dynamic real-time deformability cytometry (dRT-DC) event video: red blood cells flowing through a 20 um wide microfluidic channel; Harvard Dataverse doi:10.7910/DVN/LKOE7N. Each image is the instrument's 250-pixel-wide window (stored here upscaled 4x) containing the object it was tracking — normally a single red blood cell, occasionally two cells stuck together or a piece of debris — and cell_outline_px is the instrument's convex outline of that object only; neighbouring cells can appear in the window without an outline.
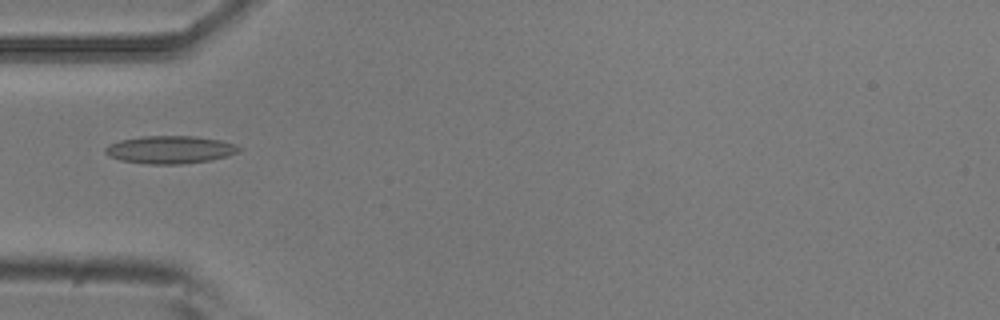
{"species": "common noctule bat (a hibernating species)", "species_latin": "Nyctalus noctula", "temperature_condition": "room temperature", "stored_images_in_passage": 8, "camera_frame_rate_fps": 3000, "um_per_image_px": 0.085, "animal": {"sex": "male", "body_mass_g": 20.5, "forearm_length_mm": 52.5}, "frame": {"image": 1, "passage_image": 4, "time_ms": 1.0, "image_size_px": [1000, 320], "cell_outline_px": [[244, 148], [228, 156], [212, 160], [184, 164], [148, 164], [120, 160], [108, 156], [104, 152], [104, 148], [108, 144], [120, 140], [140, 136], [192, 136], [220, 140], [236, 144]], "centroid_in_image_um": [14.45, 12.72], "position_along_channel_um": 70.6, "area_um2": 21.85}}
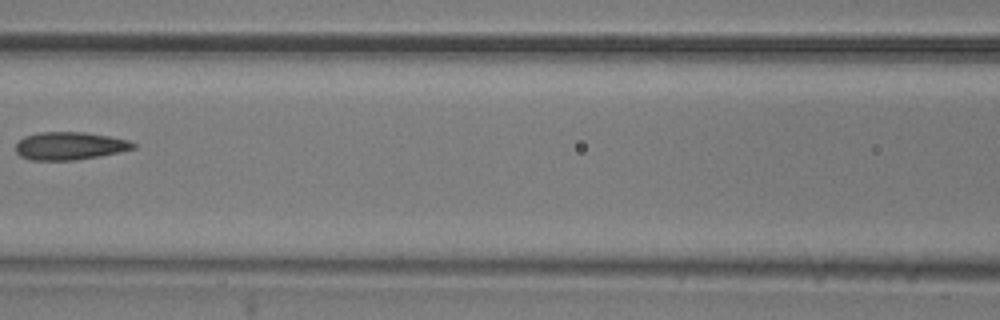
{"frame": {"image": 2, "passage_image": 6, "time_ms": 1.667, "image_size_px": [1000, 320], "cell_outline_px": [[136, 148], [120, 152], [100, 156], [76, 160], [32, 160], [20, 156], [16, 152], [16, 144], [24, 136], [40, 132], [84, 132], [108, 136], [128, 140], [136, 144]], "centroid_in_image_um": [5.93, 12.4], "position_along_channel_um": 160.7, "area_um2": 19.07}}
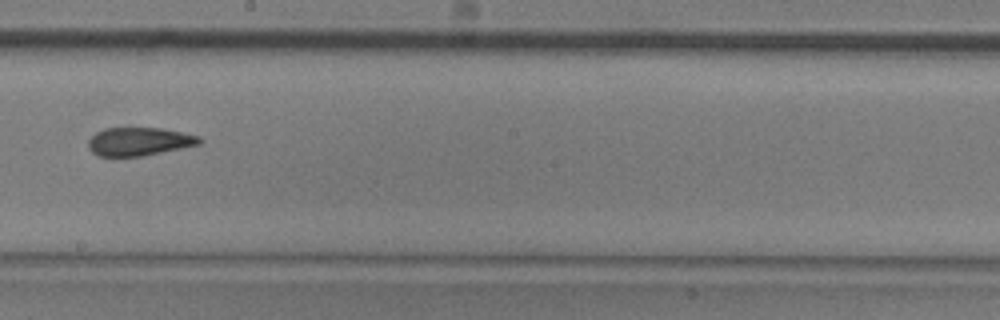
{"frame": {"image": 3, "passage_image": 8, "time_ms": 2.333, "image_size_px": [1000, 320], "cell_outline_px": [[204, 140], [200, 144], [144, 156], [100, 156], [92, 152], [88, 148], [88, 140], [96, 132], [104, 128], [160, 128], [200, 136]], "centroid_in_image_um": [11.83, 12.03], "position_along_channel_um": 236.4, "area_um2": 18.32}}